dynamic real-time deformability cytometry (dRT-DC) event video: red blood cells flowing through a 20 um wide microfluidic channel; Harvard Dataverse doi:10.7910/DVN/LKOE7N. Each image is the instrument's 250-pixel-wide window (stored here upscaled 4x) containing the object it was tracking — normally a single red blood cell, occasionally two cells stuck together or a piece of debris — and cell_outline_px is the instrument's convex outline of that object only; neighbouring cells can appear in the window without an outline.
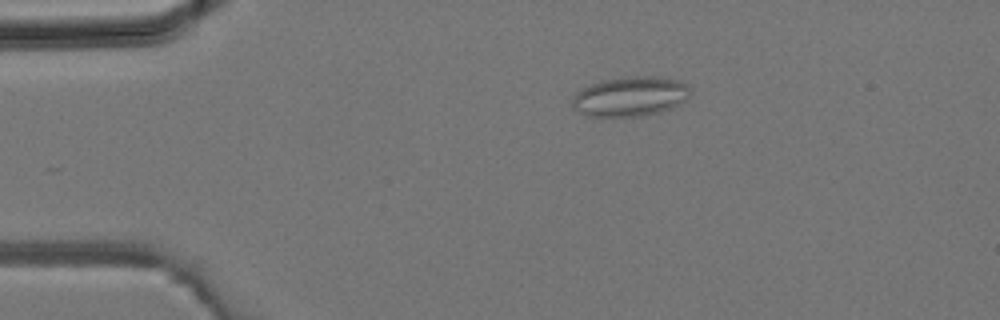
{"species": "common noctule bat (a hibernating species)", "species_latin": "Nyctalus noctula", "temperature_condition": "room temperature", "stored_images_in_passage": 3, "camera_frame_rate_fps": 3000, "um_per_image_px": 0.085, "animal": {"sex": "male", "body_mass_g": 19.2, "forearm_length_mm": 51.8}, "frame": {"image": 1, "passage_image": 2, "time_ms": 0.333, "image_size_px": [1000, 320], "cell_outline_px": [[692, 92], [680, 104], [660, 112], [640, 116], [588, 116], [572, 108], [572, 96], [576, 92], [592, 84], [604, 80], [628, 76], [652, 76], [680, 80], [688, 84]], "centroid_in_image_um": [53.59, 8.19], "position_along_channel_um": 31.4, "area_um2": 27.34}}